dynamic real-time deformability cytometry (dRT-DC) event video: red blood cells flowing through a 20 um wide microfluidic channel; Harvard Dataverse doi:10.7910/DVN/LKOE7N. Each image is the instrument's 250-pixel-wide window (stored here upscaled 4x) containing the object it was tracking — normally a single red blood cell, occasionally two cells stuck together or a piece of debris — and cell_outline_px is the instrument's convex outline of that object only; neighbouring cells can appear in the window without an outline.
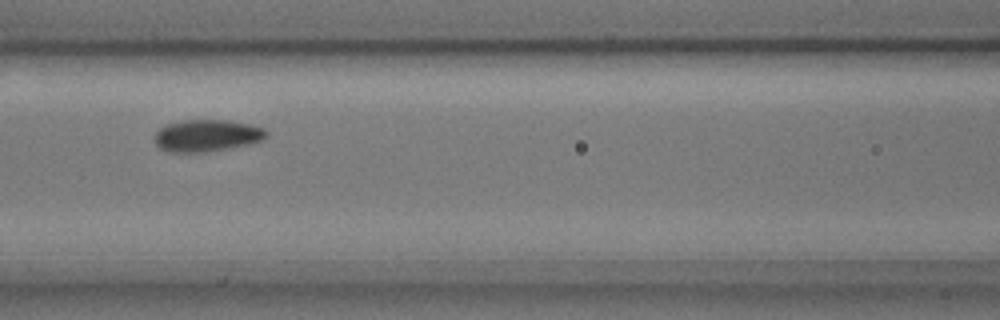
{"species": "common noctule bat (a hibernating species)", "species_latin": "Nyctalus noctula", "temperature_condition": "cold", "stored_images_in_passage": 13, "camera_frame_rate_fps": 3000, "um_per_image_px": 0.085, "animal": {"sex": "male", "body_mass_g": 17.9, "forearm_length_mm": 54.2}, "frame": {"image": 1, "passage_image": 6, "time_ms": 1.667, "image_size_px": [1000, 320], "cell_outline_px": [[268, 136], [260, 140], [228, 148], [204, 152], [168, 152], [160, 148], [156, 144], [152, 136], [160, 128], [168, 124], [184, 120], [228, 120], [248, 124], [264, 128], [268, 132]], "centroid_in_image_um": [17.53, 11.52], "position_along_channel_um": 149.1, "area_um2": 20.63}}
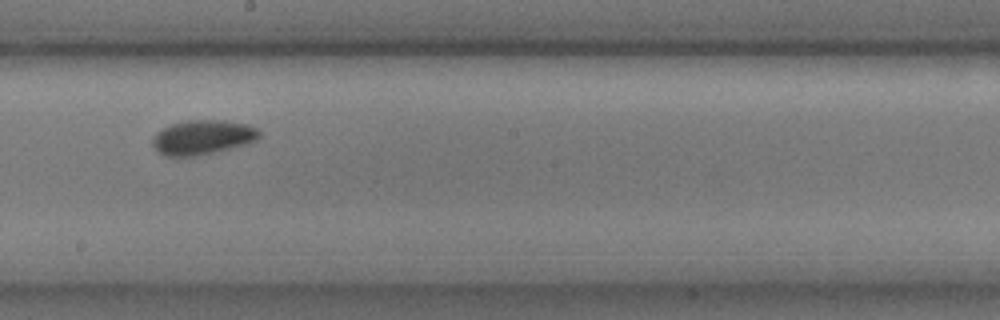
{"frame": {"image": 2, "passage_image": 8, "time_ms": 2.333, "image_size_px": [1000, 320], "cell_outline_px": [[260, 136], [256, 140], [244, 144], [212, 152], [192, 156], [164, 156], [152, 144], [152, 136], [156, 132], [172, 124], [188, 120], [224, 120], [248, 124], [256, 128], [260, 132]], "centroid_in_image_um": [17.21, 11.65], "position_along_channel_um": 231.0, "area_um2": 21.15}}
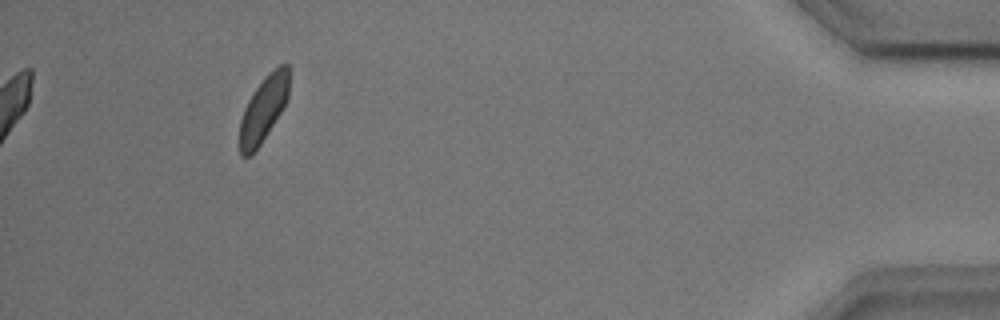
{"frame": {"image": 3, "passage_image": 13, "time_ms": 4.0, "image_size_px": [1000, 320], "cell_outline_px": [[288, 96], [280, 112], [260, 144], [248, 156], [240, 156], [240, 120], [244, 108], [248, 100], [256, 88], [268, 72], [280, 64], [288, 64]], "centroid_in_image_um": [22.38, 9.24], "position_along_channel_um": 412.8, "area_um2": 18.26}}